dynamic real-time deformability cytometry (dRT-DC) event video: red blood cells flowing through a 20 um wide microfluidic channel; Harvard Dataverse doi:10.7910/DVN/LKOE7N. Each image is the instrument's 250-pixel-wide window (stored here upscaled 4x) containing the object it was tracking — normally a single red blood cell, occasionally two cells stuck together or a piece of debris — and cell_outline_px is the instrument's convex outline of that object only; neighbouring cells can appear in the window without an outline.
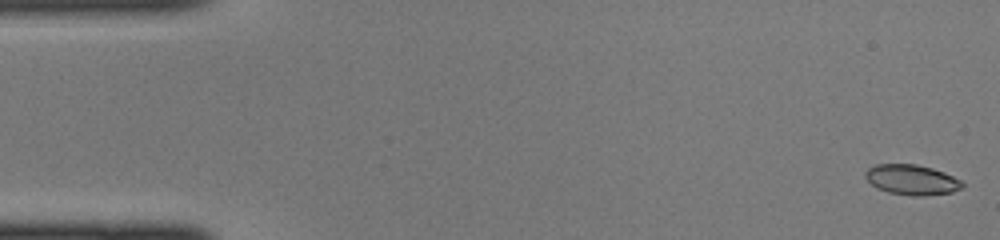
{"species": "common noctule bat (a hibernating species)", "species_latin": "Nyctalus noctula", "temperature_condition": "cold", "stored_images_in_passage": 44, "camera_frame_rate_fps": 3000, "um_per_image_px": 0.085, "animal": {"sex": "female", "body_mass_g": 22.0, "forearm_length_mm": 56.7}, "frame": {"image": 1, "passage_image": 1, "time_ms": 0.0, "image_size_px": [1000, 240], "cell_outline_px": [[964, 188], [952, 192], [924, 196], [912, 196], [888, 192], [876, 188], [864, 176], [864, 172], [868, 168], [876, 164], [916, 164], [932, 168], [944, 172], [960, 180], [964, 184]], "centroid_in_image_um": [77.5, 15.28], "position_along_channel_um": 7.5, "area_um2": 17.17}}
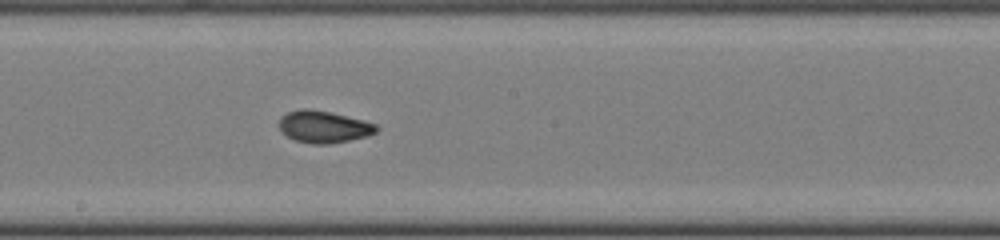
{"frame": {"image": 2, "passage_image": 24, "time_ms": 7.667, "image_size_px": [1000, 240], "cell_outline_px": [[380, 128], [376, 132], [368, 136], [328, 144], [312, 144], [296, 140], [280, 132], [280, 120], [288, 112], [304, 108], [328, 112], [364, 120], [376, 124]], "centroid_in_image_um": [27.55, 10.79], "position_along_channel_um": 220.7, "area_um2": 17.86}}
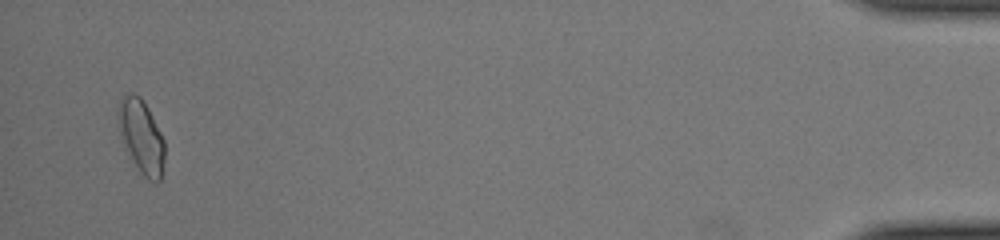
{"frame": {"image": 3, "passage_image": 43, "time_ms": 14.0, "image_size_px": [1000, 240], "cell_outline_px": [[164, 160], [160, 180], [148, 180], [140, 172], [124, 148], [120, 132], [120, 100], [124, 96], [132, 92], [140, 96], [148, 108], [164, 140]], "centroid_in_image_um": [12.03, 11.62], "position_along_channel_um": 423.2, "area_um2": 19.31}}